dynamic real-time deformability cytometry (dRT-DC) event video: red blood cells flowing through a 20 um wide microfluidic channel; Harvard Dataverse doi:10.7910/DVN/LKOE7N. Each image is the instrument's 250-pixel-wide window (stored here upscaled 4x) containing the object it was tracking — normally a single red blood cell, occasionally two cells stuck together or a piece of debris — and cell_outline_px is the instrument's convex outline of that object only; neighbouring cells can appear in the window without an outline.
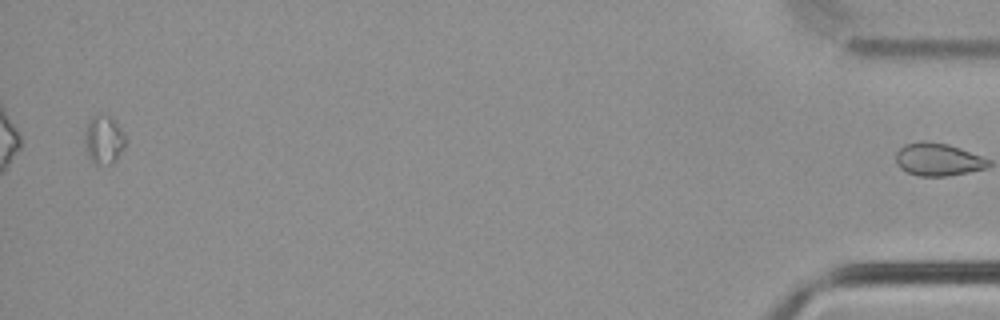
{"species": "common noctule bat (a hibernating species)", "species_latin": "Nyctalus noctula", "temperature_condition": "cold", "stored_images_in_passage": 35, "camera_frame_rate_fps": 3000, "um_per_image_px": 0.085, "animal": {"sex": "male", "body_mass_g": 21.5, "forearm_length_mm": 52.0}, "frame": {"image": 1, "passage_image": 34, "time_ms": 11.0, "image_size_px": [1000, 320], "cell_outline_px": [[124, 148], [116, 160], [112, 164], [96, 164], [88, 156], [88, 124], [92, 116], [96, 112], [108, 116], [120, 128], [124, 136]], "centroid_in_image_um": [8.87, 11.88], "position_along_channel_um": 426.3, "area_um2": 10.75}}